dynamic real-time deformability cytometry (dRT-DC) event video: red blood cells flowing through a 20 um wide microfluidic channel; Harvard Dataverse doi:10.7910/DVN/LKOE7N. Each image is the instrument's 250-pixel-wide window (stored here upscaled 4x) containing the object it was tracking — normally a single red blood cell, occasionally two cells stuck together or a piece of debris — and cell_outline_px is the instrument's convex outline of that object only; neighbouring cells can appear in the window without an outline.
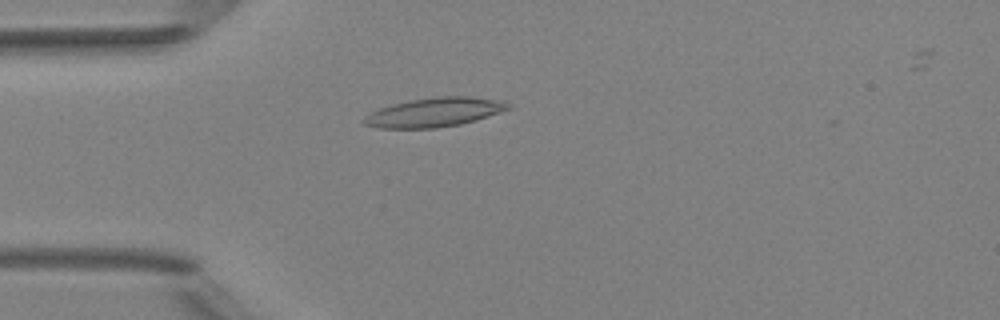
{"species": "Egyptian fruit bat (a non-hibernating species)", "species_latin": "Rousettus aegyptiacus", "temperature_condition": "room temperature", "stored_images_in_passage": 5, "camera_frame_rate_fps": 3000, "um_per_image_px": 0.085, "animal": {"sex": "female"}, "frame": {"image": 1, "passage_image": 4, "time_ms": 4.333, "image_size_px": [1000, 320], "cell_outline_px": [[512, 108], [476, 120], [460, 124], [436, 128], [380, 128], [364, 124], [360, 120], [364, 116], [380, 108], [392, 104], [412, 100], [440, 96], [468, 96], [496, 100], [512, 104]], "centroid_in_image_um": [36.91, 9.55], "position_along_channel_um": 48.1, "area_um2": 24.33}}